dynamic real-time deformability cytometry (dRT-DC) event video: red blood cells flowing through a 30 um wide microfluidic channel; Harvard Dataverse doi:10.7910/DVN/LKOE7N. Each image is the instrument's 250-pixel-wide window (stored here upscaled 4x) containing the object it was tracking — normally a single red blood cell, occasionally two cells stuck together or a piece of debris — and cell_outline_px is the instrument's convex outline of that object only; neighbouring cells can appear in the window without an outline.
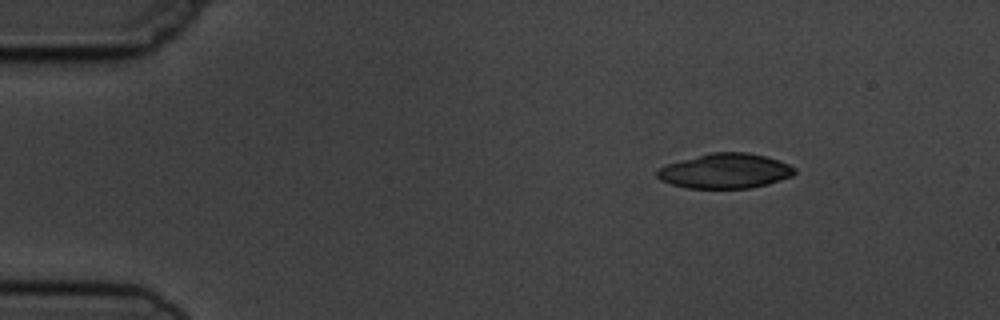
{"species": "common noctule bat (a hibernating species)", "species_latin": "Nyctalus noctula", "temperature_condition": "cold", "stored_images_in_passage": 4, "camera_frame_rate_fps": 3000, "um_per_image_px": 0.085, "animal": {"sex": "male", "body_mass_g": 19.5, "forearm_length_mm": 54.6}, "frame": {"image": 1, "passage_image": 1, "time_ms": 0.0, "image_size_px": [1000, 320], "cell_outline_px": [[796, 172], [792, 176], [768, 184], [748, 188], [688, 188], [672, 184], [660, 180], [656, 176], [656, 172], [660, 168], [668, 164], [712, 152], [748, 152], [764, 156], [788, 164], [796, 168]], "centroid_in_image_um": [61.66, 14.54], "position_along_channel_um": 23.3, "area_um2": 27.63}}